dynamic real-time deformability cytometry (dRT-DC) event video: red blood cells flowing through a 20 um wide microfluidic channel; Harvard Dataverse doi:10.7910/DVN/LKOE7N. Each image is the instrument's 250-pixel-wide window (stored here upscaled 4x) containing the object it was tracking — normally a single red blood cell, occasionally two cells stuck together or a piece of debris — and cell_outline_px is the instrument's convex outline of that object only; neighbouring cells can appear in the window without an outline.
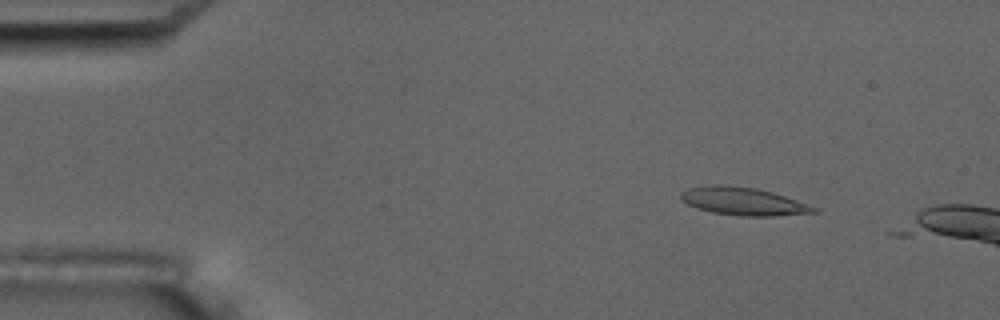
{"species": "common noctule bat (a hibernating species)", "species_latin": "Nyctalus noctula", "temperature_condition": "room temperature", "stored_images_in_passage": 4, "camera_frame_rate_fps": 3000, "um_per_image_px": 0.085, "animal": {"sex": "male", "body_mass_g": 17.5, "forearm_length_mm": 52.3}, "frame": {"image": 1, "passage_image": 2, "time_ms": 1.333, "image_size_px": [1000, 320], "cell_outline_px": [[820, 212], [772, 216], [740, 216], [712, 212], [696, 208], [680, 200], [680, 192], [688, 188], [712, 184], [724, 184], [756, 188], [772, 192], [820, 208]], "centroid_in_image_um": [63.17, 17.11], "position_along_channel_um": 21.8, "area_um2": 21.79}}